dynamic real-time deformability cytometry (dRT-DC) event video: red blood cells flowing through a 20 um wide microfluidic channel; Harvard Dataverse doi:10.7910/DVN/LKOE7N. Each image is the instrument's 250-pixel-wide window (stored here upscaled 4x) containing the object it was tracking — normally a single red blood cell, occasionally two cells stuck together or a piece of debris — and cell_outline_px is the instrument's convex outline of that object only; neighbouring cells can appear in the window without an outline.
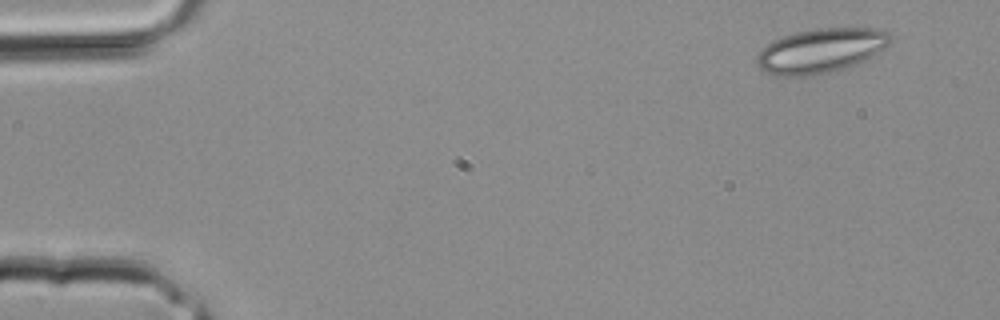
{"species": "common noctule bat (a hibernating species)", "species_latin": "Nyctalus noctula", "temperature_condition": "room temperature", "stored_images_in_passage": 3, "segment_of_instrument_passage": [2, 2], "camera_frame_rate_fps": 3000, "um_per_image_px": 0.085, "animal": {"sex": "male", "body_mass_g": 20.4}, "frame": {"image": 1, "passage_image": 3, "time_ms": 0.667, "image_size_px": [1000, 320], "cell_outline_px": [[892, 44], [872, 56], [856, 64], [844, 68], [828, 72], [804, 76], [776, 76], [764, 72], [760, 68], [756, 60], [756, 56], [760, 48], [772, 40], [796, 32], [816, 28], [884, 28], [892, 36]], "centroid_in_image_um": [69.78, 4.29], "position_along_channel_um": 15.2, "area_um2": 34.97}}